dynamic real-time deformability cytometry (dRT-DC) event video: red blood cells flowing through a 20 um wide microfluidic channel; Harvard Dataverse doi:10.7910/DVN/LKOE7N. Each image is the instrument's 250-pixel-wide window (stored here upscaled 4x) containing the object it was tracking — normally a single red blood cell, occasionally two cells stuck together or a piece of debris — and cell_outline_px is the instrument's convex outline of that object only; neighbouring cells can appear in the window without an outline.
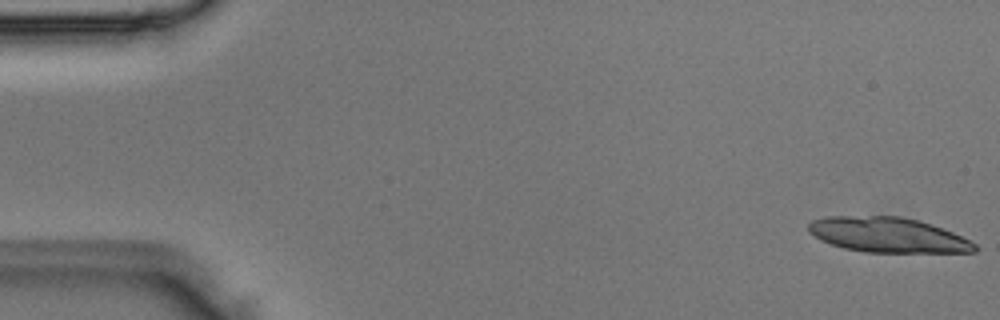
{"species": "Egyptian fruit bat (a non-hibernating species)", "species_latin": "Rousettus aegyptiacus", "temperature_condition": "room temperature", "stored_images_in_passage": 4, "camera_frame_rate_fps": 3000, "um_per_image_px": 0.085, "animal": {"sex": "male"}, "frame": {"image": 1, "passage_image": 1, "time_ms": 0.0, "image_size_px": [1000, 320], "cell_outline_px": [[980, 248], [976, 252], [864, 252], [844, 248], [820, 240], [808, 232], [808, 224], [812, 220], [824, 216], [900, 216], [932, 224], [952, 232], [976, 244]], "centroid_in_image_um": [75.44, 19.97], "position_along_channel_um": 9.6, "area_um2": 33.93}}